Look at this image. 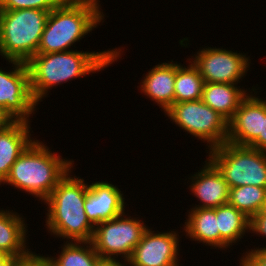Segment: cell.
Masks as SVG:
<instances>
[{
  "mask_svg": "<svg viewBox=\"0 0 266 266\" xmlns=\"http://www.w3.org/2000/svg\"><path fill=\"white\" fill-rule=\"evenodd\" d=\"M71 169L58 182L49 197L45 226L50 235L66 241H91L94 226L84 209L88 183L83 178L71 175Z\"/></svg>",
  "mask_w": 266,
  "mask_h": 266,
  "instance_id": "obj_2",
  "label": "cell"
},
{
  "mask_svg": "<svg viewBox=\"0 0 266 266\" xmlns=\"http://www.w3.org/2000/svg\"><path fill=\"white\" fill-rule=\"evenodd\" d=\"M27 225L23 216L17 212H13L10 209H1L0 249L10 256L29 257L33 252L26 245L28 237Z\"/></svg>",
  "mask_w": 266,
  "mask_h": 266,
  "instance_id": "obj_17",
  "label": "cell"
},
{
  "mask_svg": "<svg viewBox=\"0 0 266 266\" xmlns=\"http://www.w3.org/2000/svg\"><path fill=\"white\" fill-rule=\"evenodd\" d=\"M58 257L47 255L48 266H97L100 256L91 241H64Z\"/></svg>",
  "mask_w": 266,
  "mask_h": 266,
  "instance_id": "obj_21",
  "label": "cell"
},
{
  "mask_svg": "<svg viewBox=\"0 0 266 266\" xmlns=\"http://www.w3.org/2000/svg\"><path fill=\"white\" fill-rule=\"evenodd\" d=\"M64 0H0V10L40 9L52 11Z\"/></svg>",
  "mask_w": 266,
  "mask_h": 266,
  "instance_id": "obj_24",
  "label": "cell"
},
{
  "mask_svg": "<svg viewBox=\"0 0 266 266\" xmlns=\"http://www.w3.org/2000/svg\"><path fill=\"white\" fill-rule=\"evenodd\" d=\"M125 200L118 186L108 181H96L88 185L84 203L85 213L95 227L123 214L126 208Z\"/></svg>",
  "mask_w": 266,
  "mask_h": 266,
  "instance_id": "obj_13",
  "label": "cell"
},
{
  "mask_svg": "<svg viewBox=\"0 0 266 266\" xmlns=\"http://www.w3.org/2000/svg\"><path fill=\"white\" fill-rule=\"evenodd\" d=\"M178 231L156 232L149 227L128 260L130 266H179ZM179 256V257H178Z\"/></svg>",
  "mask_w": 266,
  "mask_h": 266,
  "instance_id": "obj_11",
  "label": "cell"
},
{
  "mask_svg": "<svg viewBox=\"0 0 266 266\" xmlns=\"http://www.w3.org/2000/svg\"><path fill=\"white\" fill-rule=\"evenodd\" d=\"M250 250L243 253L239 266H266V247L258 246Z\"/></svg>",
  "mask_w": 266,
  "mask_h": 266,
  "instance_id": "obj_25",
  "label": "cell"
},
{
  "mask_svg": "<svg viewBox=\"0 0 266 266\" xmlns=\"http://www.w3.org/2000/svg\"><path fill=\"white\" fill-rule=\"evenodd\" d=\"M125 213L94 227L91 243L100 258L116 259L120 256L128 261L149 227L138 217Z\"/></svg>",
  "mask_w": 266,
  "mask_h": 266,
  "instance_id": "obj_8",
  "label": "cell"
},
{
  "mask_svg": "<svg viewBox=\"0 0 266 266\" xmlns=\"http://www.w3.org/2000/svg\"><path fill=\"white\" fill-rule=\"evenodd\" d=\"M121 48H113L99 52L70 50L49 54L37 53L26 64L29 71L30 90L38 104L49 89L104 70L117 59L122 58Z\"/></svg>",
  "mask_w": 266,
  "mask_h": 266,
  "instance_id": "obj_1",
  "label": "cell"
},
{
  "mask_svg": "<svg viewBox=\"0 0 266 266\" xmlns=\"http://www.w3.org/2000/svg\"><path fill=\"white\" fill-rule=\"evenodd\" d=\"M199 50L188 59L199 69L204 82L239 84L250 70L251 59L246 54L206 46Z\"/></svg>",
  "mask_w": 266,
  "mask_h": 266,
  "instance_id": "obj_9",
  "label": "cell"
},
{
  "mask_svg": "<svg viewBox=\"0 0 266 266\" xmlns=\"http://www.w3.org/2000/svg\"><path fill=\"white\" fill-rule=\"evenodd\" d=\"M257 214H266V198L264 200L261 210Z\"/></svg>",
  "mask_w": 266,
  "mask_h": 266,
  "instance_id": "obj_33",
  "label": "cell"
},
{
  "mask_svg": "<svg viewBox=\"0 0 266 266\" xmlns=\"http://www.w3.org/2000/svg\"><path fill=\"white\" fill-rule=\"evenodd\" d=\"M30 125L28 121L16 120L0 131V184L8 176L16 159L34 140L31 138Z\"/></svg>",
  "mask_w": 266,
  "mask_h": 266,
  "instance_id": "obj_16",
  "label": "cell"
},
{
  "mask_svg": "<svg viewBox=\"0 0 266 266\" xmlns=\"http://www.w3.org/2000/svg\"><path fill=\"white\" fill-rule=\"evenodd\" d=\"M9 63L13 68L8 72L0 67V106L16 120L30 122L38 104L31 94L27 64L13 60Z\"/></svg>",
  "mask_w": 266,
  "mask_h": 266,
  "instance_id": "obj_10",
  "label": "cell"
},
{
  "mask_svg": "<svg viewBox=\"0 0 266 266\" xmlns=\"http://www.w3.org/2000/svg\"><path fill=\"white\" fill-rule=\"evenodd\" d=\"M49 12L0 10V55L3 59L27 63L37 54Z\"/></svg>",
  "mask_w": 266,
  "mask_h": 266,
  "instance_id": "obj_5",
  "label": "cell"
},
{
  "mask_svg": "<svg viewBox=\"0 0 266 266\" xmlns=\"http://www.w3.org/2000/svg\"><path fill=\"white\" fill-rule=\"evenodd\" d=\"M124 262V263H123ZM122 263L120 259H111V258H100L97 266H130L127 260H124Z\"/></svg>",
  "mask_w": 266,
  "mask_h": 266,
  "instance_id": "obj_30",
  "label": "cell"
},
{
  "mask_svg": "<svg viewBox=\"0 0 266 266\" xmlns=\"http://www.w3.org/2000/svg\"><path fill=\"white\" fill-rule=\"evenodd\" d=\"M183 225L184 234L191 241H198L213 249H221V236L218 229L215 208H191Z\"/></svg>",
  "mask_w": 266,
  "mask_h": 266,
  "instance_id": "obj_18",
  "label": "cell"
},
{
  "mask_svg": "<svg viewBox=\"0 0 266 266\" xmlns=\"http://www.w3.org/2000/svg\"><path fill=\"white\" fill-rule=\"evenodd\" d=\"M256 90L254 86L250 89V94L228 121L227 142L238 146H250L262 133L263 99L256 96ZM253 91L255 95L252 94Z\"/></svg>",
  "mask_w": 266,
  "mask_h": 266,
  "instance_id": "obj_12",
  "label": "cell"
},
{
  "mask_svg": "<svg viewBox=\"0 0 266 266\" xmlns=\"http://www.w3.org/2000/svg\"><path fill=\"white\" fill-rule=\"evenodd\" d=\"M265 198L266 188L245 185L229 189L228 203L251 219L261 210Z\"/></svg>",
  "mask_w": 266,
  "mask_h": 266,
  "instance_id": "obj_23",
  "label": "cell"
},
{
  "mask_svg": "<svg viewBox=\"0 0 266 266\" xmlns=\"http://www.w3.org/2000/svg\"><path fill=\"white\" fill-rule=\"evenodd\" d=\"M16 119L3 107L0 106V131L8 128Z\"/></svg>",
  "mask_w": 266,
  "mask_h": 266,
  "instance_id": "obj_29",
  "label": "cell"
},
{
  "mask_svg": "<svg viewBox=\"0 0 266 266\" xmlns=\"http://www.w3.org/2000/svg\"><path fill=\"white\" fill-rule=\"evenodd\" d=\"M166 115L187 134L207 143L208 150L228 140V121L201 99L174 103L165 112Z\"/></svg>",
  "mask_w": 266,
  "mask_h": 266,
  "instance_id": "obj_7",
  "label": "cell"
},
{
  "mask_svg": "<svg viewBox=\"0 0 266 266\" xmlns=\"http://www.w3.org/2000/svg\"><path fill=\"white\" fill-rule=\"evenodd\" d=\"M250 233L266 238V214H255L250 219Z\"/></svg>",
  "mask_w": 266,
  "mask_h": 266,
  "instance_id": "obj_26",
  "label": "cell"
},
{
  "mask_svg": "<svg viewBox=\"0 0 266 266\" xmlns=\"http://www.w3.org/2000/svg\"><path fill=\"white\" fill-rule=\"evenodd\" d=\"M215 213L221 236V250L232 247L243 239L245 233L250 232V218L229 203L215 208Z\"/></svg>",
  "mask_w": 266,
  "mask_h": 266,
  "instance_id": "obj_20",
  "label": "cell"
},
{
  "mask_svg": "<svg viewBox=\"0 0 266 266\" xmlns=\"http://www.w3.org/2000/svg\"><path fill=\"white\" fill-rule=\"evenodd\" d=\"M249 147L266 153V100L265 98L263 99L262 133H260L259 137Z\"/></svg>",
  "mask_w": 266,
  "mask_h": 266,
  "instance_id": "obj_27",
  "label": "cell"
},
{
  "mask_svg": "<svg viewBox=\"0 0 266 266\" xmlns=\"http://www.w3.org/2000/svg\"><path fill=\"white\" fill-rule=\"evenodd\" d=\"M99 0H64L49 12L37 53L72 50L70 47L104 22Z\"/></svg>",
  "mask_w": 266,
  "mask_h": 266,
  "instance_id": "obj_4",
  "label": "cell"
},
{
  "mask_svg": "<svg viewBox=\"0 0 266 266\" xmlns=\"http://www.w3.org/2000/svg\"><path fill=\"white\" fill-rule=\"evenodd\" d=\"M189 189L200 203L192 208H217L229 201V187L219 170L206 159L201 170L195 172Z\"/></svg>",
  "mask_w": 266,
  "mask_h": 266,
  "instance_id": "obj_14",
  "label": "cell"
},
{
  "mask_svg": "<svg viewBox=\"0 0 266 266\" xmlns=\"http://www.w3.org/2000/svg\"><path fill=\"white\" fill-rule=\"evenodd\" d=\"M27 257L9 256L5 261L0 263V266H18L19 263Z\"/></svg>",
  "mask_w": 266,
  "mask_h": 266,
  "instance_id": "obj_31",
  "label": "cell"
},
{
  "mask_svg": "<svg viewBox=\"0 0 266 266\" xmlns=\"http://www.w3.org/2000/svg\"><path fill=\"white\" fill-rule=\"evenodd\" d=\"M247 91L237 84L205 82L201 100L229 121L248 96Z\"/></svg>",
  "mask_w": 266,
  "mask_h": 266,
  "instance_id": "obj_19",
  "label": "cell"
},
{
  "mask_svg": "<svg viewBox=\"0 0 266 266\" xmlns=\"http://www.w3.org/2000/svg\"><path fill=\"white\" fill-rule=\"evenodd\" d=\"M18 266H48L45 255L33 252L29 257L23 259Z\"/></svg>",
  "mask_w": 266,
  "mask_h": 266,
  "instance_id": "obj_28",
  "label": "cell"
},
{
  "mask_svg": "<svg viewBox=\"0 0 266 266\" xmlns=\"http://www.w3.org/2000/svg\"><path fill=\"white\" fill-rule=\"evenodd\" d=\"M175 79L176 62L158 63L144 75L138 90L166 112L174 104Z\"/></svg>",
  "mask_w": 266,
  "mask_h": 266,
  "instance_id": "obj_15",
  "label": "cell"
},
{
  "mask_svg": "<svg viewBox=\"0 0 266 266\" xmlns=\"http://www.w3.org/2000/svg\"><path fill=\"white\" fill-rule=\"evenodd\" d=\"M187 62L189 65L185 67L176 62L174 103L196 101L202 98L204 79L192 61L187 59Z\"/></svg>",
  "mask_w": 266,
  "mask_h": 266,
  "instance_id": "obj_22",
  "label": "cell"
},
{
  "mask_svg": "<svg viewBox=\"0 0 266 266\" xmlns=\"http://www.w3.org/2000/svg\"><path fill=\"white\" fill-rule=\"evenodd\" d=\"M73 164V159H64L42 141L34 139L13 163L0 185H11L39 198L42 203L68 171L74 169Z\"/></svg>",
  "mask_w": 266,
  "mask_h": 266,
  "instance_id": "obj_3",
  "label": "cell"
},
{
  "mask_svg": "<svg viewBox=\"0 0 266 266\" xmlns=\"http://www.w3.org/2000/svg\"><path fill=\"white\" fill-rule=\"evenodd\" d=\"M10 255L7 254L4 250L0 249V263L5 261Z\"/></svg>",
  "mask_w": 266,
  "mask_h": 266,
  "instance_id": "obj_32",
  "label": "cell"
},
{
  "mask_svg": "<svg viewBox=\"0 0 266 266\" xmlns=\"http://www.w3.org/2000/svg\"><path fill=\"white\" fill-rule=\"evenodd\" d=\"M206 151L229 189L245 185L266 188V153L229 142Z\"/></svg>",
  "mask_w": 266,
  "mask_h": 266,
  "instance_id": "obj_6",
  "label": "cell"
}]
</instances>
